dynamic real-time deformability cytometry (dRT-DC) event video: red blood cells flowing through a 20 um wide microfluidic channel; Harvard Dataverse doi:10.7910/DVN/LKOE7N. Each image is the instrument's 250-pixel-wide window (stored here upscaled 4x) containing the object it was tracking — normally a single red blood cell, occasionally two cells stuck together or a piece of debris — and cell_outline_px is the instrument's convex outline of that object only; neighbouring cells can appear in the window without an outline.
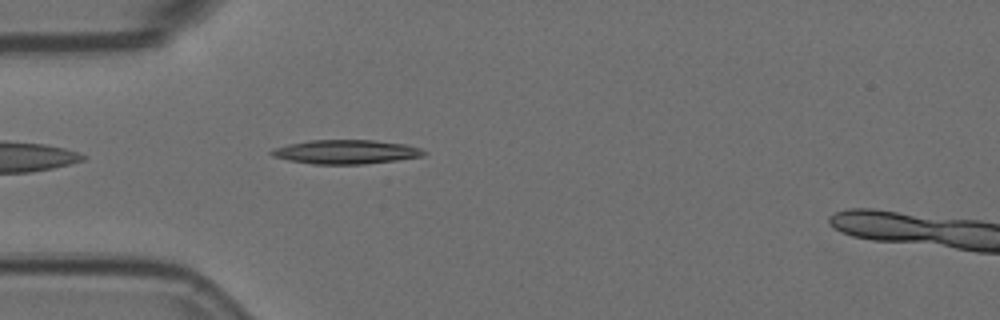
{"species": "Egyptian fruit bat (a non-hibernating species)", "species_latin": "Rousettus aegyptiacus", "temperature_condition": "room temperature", "stored_images_in_passage": 43, "camera_frame_rate_fps": 3000, "um_per_image_px": 0.085, "animal": {"sex": "female"}, "frame": {"image": 1, "passage_image": 3, "time_ms": 0.667, "image_size_px": [1000, 320], "cell_outline_px": [[428, 152], [424, 156], [396, 160], [364, 164], [312, 164], [288, 160], [272, 156], [268, 152], [272, 148], [288, 144], [308, 140], [372, 140], [404, 144], [420, 148]], "centroid_in_image_um": [29.37, 12.91], "position_along_channel_um": 55.6, "area_um2": 21.44}}
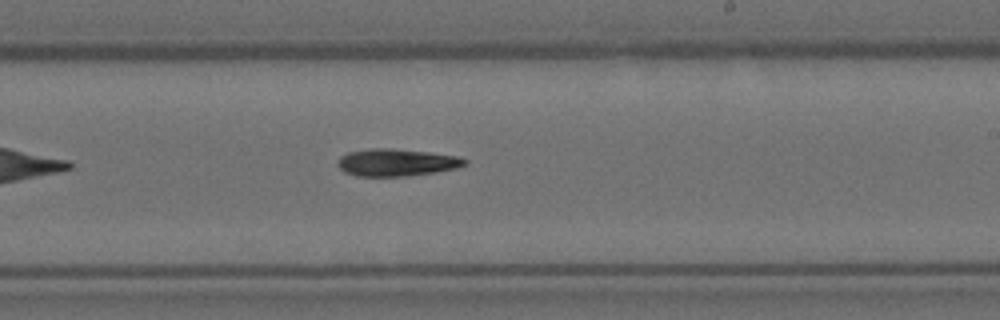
{"frame": {"image": 2, "passage_image": 20, "time_ms": 6.333, "image_size_px": [1000, 320], "cell_outline_px": [[468, 160], [464, 164], [456, 168], [408, 176], [356, 176], [344, 172], [336, 164], [340, 156], [348, 152], [372, 148], [392, 148], [428, 152], [460, 156]], "centroid_in_image_um": [33.67, 13.8], "position_along_channel_um": 255.3, "area_um2": 20.17}}
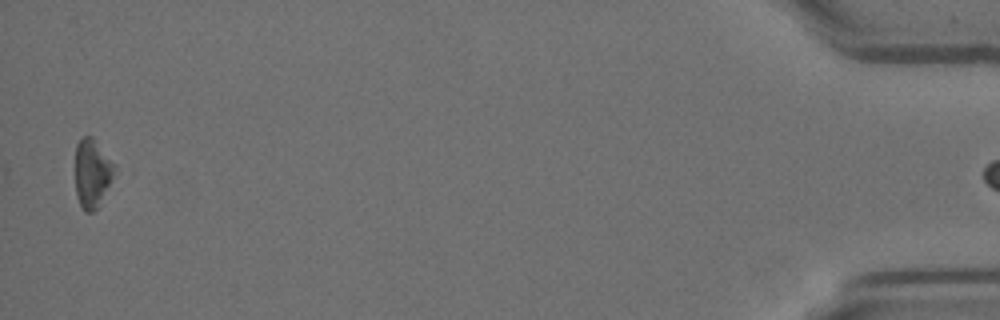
{"frame": {"image": 3, "passage_image": 42, "time_ms": 13.667, "image_size_px": [1000, 320], "cell_outline_px": [[120, 172], [96, 208], [92, 212], [84, 212], [76, 196], [76, 144], [84, 136], [92, 136], [116, 164]], "centroid_in_image_um": [7.91, 14.72], "position_along_channel_um": 427.3, "area_um2": 16.24}}